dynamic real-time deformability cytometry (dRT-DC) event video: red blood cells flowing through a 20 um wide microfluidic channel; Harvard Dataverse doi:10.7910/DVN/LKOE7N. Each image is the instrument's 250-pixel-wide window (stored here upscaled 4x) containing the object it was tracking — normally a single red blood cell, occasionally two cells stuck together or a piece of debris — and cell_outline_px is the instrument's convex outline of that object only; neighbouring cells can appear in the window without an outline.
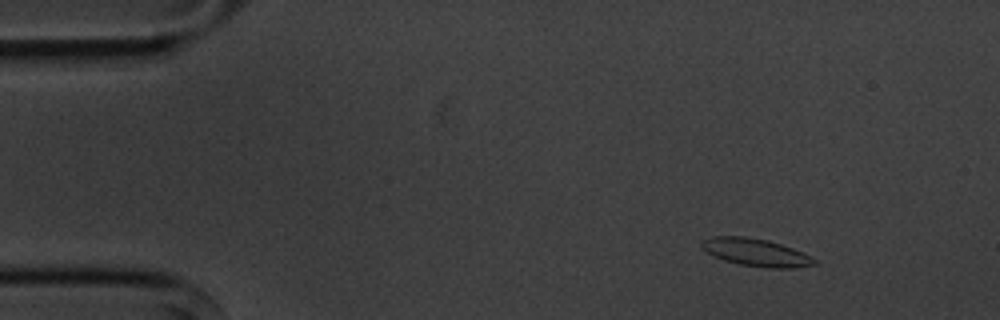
{"species": "common noctule bat (a hibernating species)", "species_latin": "Nyctalus noctula", "temperature_condition": "cold", "stored_images_in_passage": 10, "camera_frame_rate_fps": 3000, "um_per_image_px": 0.085, "animal": {"sex": "male", "body_mass_g": 20.1, "forearm_length_mm": 53.5}, "frame": {"image": 1, "passage_image": 2, "time_ms": 1.333, "image_size_px": [1000, 320], "cell_outline_px": [[816, 264], [796, 268], [768, 268], [740, 264], [724, 260], [712, 256], [700, 248], [700, 240], [712, 236], [744, 236], [768, 240], [792, 248], [816, 260]], "centroid_in_image_um": [64.16, 21.44], "position_along_channel_um": 20.8, "area_um2": 18.15}}
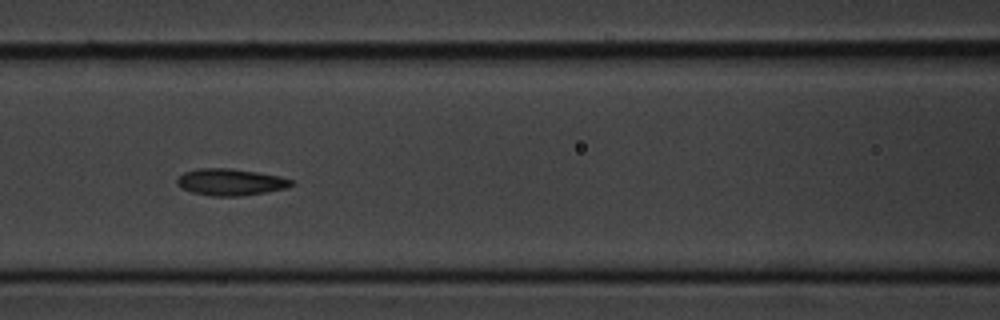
{"frame": {"image": 2, "passage_image": 7, "time_ms": 7.0, "image_size_px": [1000, 320], "cell_outline_px": [[296, 184], [288, 188], [240, 196], [212, 196], [192, 192], [180, 188], [176, 184], [176, 180], [184, 172], [200, 168], [232, 168], [280, 176], [292, 180]], "centroid_in_image_um": [19.6, 15.47], "position_along_channel_um": 147.0, "area_um2": 17.86}}
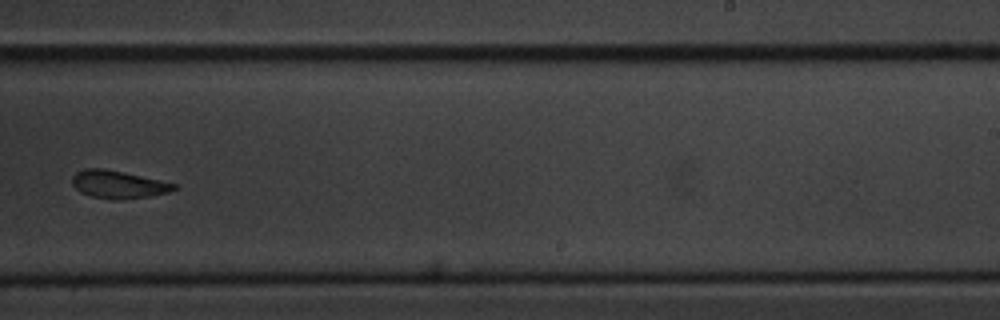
{"frame": {"image": 3, "passage_image": 10, "time_ms": 10.667, "image_size_px": [1000, 320], "cell_outline_px": [[176, 188], [168, 192], [148, 196], [120, 200], [112, 200], [92, 196], [80, 192], [72, 184], [72, 176], [76, 172], [84, 168], [104, 168], [176, 184]], "centroid_in_image_um": [9.99, 15.68], "position_along_channel_um": 279.0, "area_um2": 16.24}}